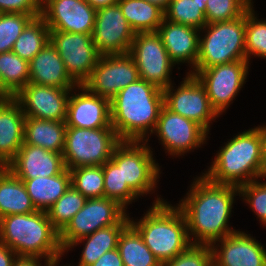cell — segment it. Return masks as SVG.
Wrapping results in <instances>:
<instances>
[{"label":"cell","instance_id":"1","mask_svg":"<svg viewBox=\"0 0 266 266\" xmlns=\"http://www.w3.org/2000/svg\"><path fill=\"white\" fill-rule=\"evenodd\" d=\"M191 181L188 192L176 203L185 217L191 244L212 246L239 230L230 225L232 209L240 199L238 187L212 183L201 173Z\"/></svg>","mask_w":266,"mask_h":266},{"label":"cell","instance_id":"2","mask_svg":"<svg viewBox=\"0 0 266 266\" xmlns=\"http://www.w3.org/2000/svg\"><path fill=\"white\" fill-rule=\"evenodd\" d=\"M163 106V90L139 78L110 101L111 126L121 141L150 142Z\"/></svg>","mask_w":266,"mask_h":266},{"label":"cell","instance_id":"3","mask_svg":"<svg viewBox=\"0 0 266 266\" xmlns=\"http://www.w3.org/2000/svg\"><path fill=\"white\" fill-rule=\"evenodd\" d=\"M0 242L19 257L46 259L53 265L60 264L64 255L59 232L42 210L0 218Z\"/></svg>","mask_w":266,"mask_h":266},{"label":"cell","instance_id":"4","mask_svg":"<svg viewBox=\"0 0 266 266\" xmlns=\"http://www.w3.org/2000/svg\"><path fill=\"white\" fill-rule=\"evenodd\" d=\"M232 136L201 174L212 183L240 187L261 178V135L254 126Z\"/></svg>","mask_w":266,"mask_h":266},{"label":"cell","instance_id":"5","mask_svg":"<svg viewBox=\"0 0 266 266\" xmlns=\"http://www.w3.org/2000/svg\"><path fill=\"white\" fill-rule=\"evenodd\" d=\"M140 219L130 216L129 223L163 264L185 251L190 245L188 228L182 211L169 201L150 204Z\"/></svg>","mask_w":266,"mask_h":266},{"label":"cell","instance_id":"6","mask_svg":"<svg viewBox=\"0 0 266 266\" xmlns=\"http://www.w3.org/2000/svg\"><path fill=\"white\" fill-rule=\"evenodd\" d=\"M153 150L154 148L146 141H121L114 148L111 160L117 166H122L123 182H126L141 199L153 194L156 197L153 196L154 200L151 203L158 204L166 199L159 196L156 190L163 170Z\"/></svg>","mask_w":266,"mask_h":266},{"label":"cell","instance_id":"7","mask_svg":"<svg viewBox=\"0 0 266 266\" xmlns=\"http://www.w3.org/2000/svg\"><path fill=\"white\" fill-rule=\"evenodd\" d=\"M247 60L245 51V14L230 21L206 24L199 34L196 67L189 73L224 63Z\"/></svg>","mask_w":266,"mask_h":266},{"label":"cell","instance_id":"8","mask_svg":"<svg viewBox=\"0 0 266 266\" xmlns=\"http://www.w3.org/2000/svg\"><path fill=\"white\" fill-rule=\"evenodd\" d=\"M121 142L113 127L96 129L67 127L62 153L66 169L99 166L112 158Z\"/></svg>","mask_w":266,"mask_h":266},{"label":"cell","instance_id":"9","mask_svg":"<svg viewBox=\"0 0 266 266\" xmlns=\"http://www.w3.org/2000/svg\"><path fill=\"white\" fill-rule=\"evenodd\" d=\"M175 82L163 90L164 105L172 112L199 124L211 135V125L220 116L212 108L207 92L198 78L185 73L178 87Z\"/></svg>","mask_w":266,"mask_h":266},{"label":"cell","instance_id":"10","mask_svg":"<svg viewBox=\"0 0 266 266\" xmlns=\"http://www.w3.org/2000/svg\"><path fill=\"white\" fill-rule=\"evenodd\" d=\"M208 135L199 124L172 112L164 105L150 137L158 138L166 156L169 155L174 159L181 156L184 158L183 156L187 153L190 154L202 148L209 140Z\"/></svg>","mask_w":266,"mask_h":266},{"label":"cell","instance_id":"11","mask_svg":"<svg viewBox=\"0 0 266 266\" xmlns=\"http://www.w3.org/2000/svg\"><path fill=\"white\" fill-rule=\"evenodd\" d=\"M249 68L247 60H238L202 69L195 75L205 87L210 104L220 117L224 112L226 114L245 86Z\"/></svg>","mask_w":266,"mask_h":266},{"label":"cell","instance_id":"12","mask_svg":"<svg viewBox=\"0 0 266 266\" xmlns=\"http://www.w3.org/2000/svg\"><path fill=\"white\" fill-rule=\"evenodd\" d=\"M128 213L129 210H126L116 200L105 197L87 199L85 205L59 233L63 251L73 242L98 229L118 224Z\"/></svg>","mask_w":266,"mask_h":266},{"label":"cell","instance_id":"13","mask_svg":"<svg viewBox=\"0 0 266 266\" xmlns=\"http://www.w3.org/2000/svg\"><path fill=\"white\" fill-rule=\"evenodd\" d=\"M129 54L138 69L139 78L164 90L172 84L176 65L170 60L157 32L136 33Z\"/></svg>","mask_w":266,"mask_h":266},{"label":"cell","instance_id":"14","mask_svg":"<svg viewBox=\"0 0 266 266\" xmlns=\"http://www.w3.org/2000/svg\"><path fill=\"white\" fill-rule=\"evenodd\" d=\"M138 79L137 66L129 53L103 55L82 85L89 92L111 101L118 92Z\"/></svg>","mask_w":266,"mask_h":266},{"label":"cell","instance_id":"15","mask_svg":"<svg viewBox=\"0 0 266 266\" xmlns=\"http://www.w3.org/2000/svg\"><path fill=\"white\" fill-rule=\"evenodd\" d=\"M50 42L55 46L69 75L82 85L101 56L92 34L50 31Z\"/></svg>","mask_w":266,"mask_h":266},{"label":"cell","instance_id":"16","mask_svg":"<svg viewBox=\"0 0 266 266\" xmlns=\"http://www.w3.org/2000/svg\"><path fill=\"white\" fill-rule=\"evenodd\" d=\"M134 36L118 4L96 10L92 39L101 56L129 53Z\"/></svg>","mask_w":266,"mask_h":266},{"label":"cell","instance_id":"17","mask_svg":"<svg viewBox=\"0 0 266 266\" xmlns=\"http://www.w3.org/2000/svg\"><path fill=\"white\" fill-rule=\"evenodd\" d=\"M40 16L50 31L92 34L96 9L86 0H42Z\"/></svg>","mask_w":266,"mask_h":266},{"label":"cell","instance_id":"18","mask_svg":"<svg viewBox=\"0 0 266 266\" xmlns=\"http://www.w3.org/2000/svg\"><path fill=\"white\" fill-rule=\"evenodd\" d=\"M72 89L29 83L14 99L20 104L26 117L66 121L67 104Z\"/></svg>","mask_w":266,"mask_h":266},{"label":"cell","instance_id":"19","mask_svg":"<svg viewBox=\"0 0 266 266\" xmlns=\"http://www.w3.org/2000/svg\"><path fill=\"white\" fill-rule=\"evenodd\" d=\"M211 248L217 266H266V247L242 229L215 242Z\"/></svg>","mask_w":266,"mask_h":266},{"label":"cell","instance_id":"20","mask_svg":"<svg viewBox=\"0 0 266 266\" xmlns=\"http://www.w3.org/2000/svg\"><path fill=\"white\" fill-rule=\"evenodd\" d=\"M65 122L67 127L76 128L112 127L110 100L78 85L70 92Z\"/></svg>","mask_w":266,"mask_h":266},{"label":"cell","instance_id":"21","mask_svg":"<svg viewBox=\"0 0 266 266\" xmlns=\"http://www.w3.org/2000/svg\"><path fill=\"white\" fill-rule=\"evenodd\" d=\"M157 33L162 38L170 60L177 65L176 69L179 70V65L185 64L190 67L185 73H190L198 60L200 30L164 18Z\"/></svg>","mask_w":266,"mask_h":266},{"label":"cell","instance_id":"22","mask_svg":"<svg viewBox=\"0 0 266 266\" xmlns=\"http://www.w3.org/2000/svg\"><path fill=\"white\" fill-rule=\"evenodd\" d=\"M6 167L21 180H28L58 175L65 169V164L62 153L23 143Z\"/></svg>","mask_w":266,"mask_h":266},{"label":"cell","instance_id":"23","mask_svg":"<svg viewBox=\"0 0 266 266\" xmlns=\"http://www.w3.org/2000/svg\"><path fill=\"white\" fill-rule=\"evenodd\" d=\"M25 114L14 99L0 100V166L6 167L24 143Z\"/></svg>","mask_w":266,"mask_h":266},{"label":"cell","instance_id":"24","mask_svg":"<svg viewBox=\"0 0 266 266\" xmlns=\"http://www.w3.org/2000/svg\"><path fill=\"white\" fill-rule=\"evenodd\" d=\"M29 80L50 87L75 88L79 84L69 75L55 46H46L29 62Z\"/></svg>","mask_w":266,"mask_h":266},{"label":"cell","instance_id":"25","mask_svg":"<svg viewBox=\"0 0 266 266\" xmlns=\"http://www.w3.org/2000/svg\"><path fill=\"white\" fill-rule=\"evenodd\" d=\"M128 224L129 213L118 224L98 229L94 233L73 242L64 251V257L67 256L69 251H73L75 247L79 245L81 247L82 245L83 248L81 247V254L76 266H90L94 264L105 252L117 248L119 236ZM65 265L74 266L71 263H66Z\"/></svg>","mask_w":266,"mask_h":266},{"label":"cell","instance_id":"26","mask_svg":"<svg viewBox=\"0 0 266 266\" xmlns=\"http://www.w3.org/2000/svg\"><path fill=\"white\" fill-rule=\"evenodd\" d=\"M66 128L65 121L26 117L24 122V143L56 153H63Z\"/></svg>","mask_w":266,"mask_h":266},{"label":"cell","instance_id":"27","mask_svg":"<svg viewBox=\"0 0 266 266\" xmlns=\"http://www.w3.org/2000/svg\"><path fill=\"white\" fill-rule=\"evenodd\" d=\"M37 211L23 181L7 167L0 168V218Z\"/></svg>","mask_w":266,"mask_h":266},{"label":"cell","instance_id":"28","mask_svg":"<svg viewBox=\"0 0 266 266\" xmlns=\"http://www.w3.org/2000/svg\"><path fill=\"white\" fill-rule=\"evenodd\" d=\"M37 210L47 211L71 186L69 169L51 177L22 180Z\"/></svg>","mask_w":266,"mask_h":266},{"label":"cell","instance_id":"29","mask_svg":"<svg viewBox=\"0 0 266 266\" xmlns=\"http://www.w3.org/2000/svg\"><path fill=\"white\" fill-rule=\"evenodd\" d=\"M121 12L136 33L157 32L164 19V10L146 0H118Z\"/></svg>","mask_w":266,"mask_h":266},{"label":"cell","instance_id":"30","mask_svg":"<svg viewBox=\"0 0 266 266\" xmlns=\"http://www.w3.org/2000/svg\"><path fill=\"white\" fill-rule=\"evenodd\" d=\"M117 248L124 266H161L130 223L121 232Z\"/></svg>","mask_w":266,"mask_h":266},{"label":"cell","instance_id":"31","mask_svg":"<svg viewBox=\"0 0 266 266\" xmlns=\"http://www.w3.org/2000/svg\"><path fill=\"white\" fill-rule=\"evenodd\" d=\"M50 42V29L41 16L33 18L16 39L12 51L30 62Z\"/></svg>","mask_w":266,"mask_h":266},{"label":"cell","instance_id":"32","mask_svg":"<svg viewBox=\"0 0 266 266\" xmlns=\"http://www.w3.org/2000/svg\"><path fill=\"white\" fill-rule=\"evenodd\" d=\"M0 75L3 86L15 96L30 83L29 62L13 51L0 53Z\"/></svg>","mask_w":266,"mask_h":266},{"label":"cell","instance_id":"33","mask_svg":"<svg viewBox=\"0 0 266 266\" xmlns=\"http://www.w3.org/2000/svg\"><path fill=\"white\" fill-rule=\"evenodd\" d=\"M205 10V2L170 0L164 10V18L173 23L191 26L201 30L207 24Z\"/></svg>","mask_w":266,"mask_h":266},{"label":"cell","instance_id":"34","mask_svg":"<svg viewBox=\"0 0 266 266\" xmlns=\"http://www.w3.org/2000/svg\"><path fill=\"white\" fill-rule=\"evenodd\" d=\"M104 173V197L116 200L126 210L128 206L135 204L139 196L123 182L122 166H117L111 159L103 165Z\"/></svg>","mask_w":266,"mask_h":266},{"label":"cell","instance_id":"35","mask_svg":"<svg viewBox=\"0 0 266 266\" xmlns=\"http://www.w3.org/2000/svg\"><path fill=\"white\" fill-rule=\"evenodd\" d=\"M255 6L245 13V51L251 65V58L266 60V19L258 18Z\"/></svg>","mask_w":266,"mask_h":266},{"label":"cell","instance_id":"36","mask_svg":"<svg viewBox=\"0 0 266 266\" xmlns=\"http://www.w3.org/2000/svg\"><path fill=\"white\" fill-rule=\"evenodd\" d=\"M86 201L87 198L82 193L70 186L46 211L53 227L60 233Z\"/></svg>","mask_w":266,"mask_h":266},{"label":"cell","instance_id":"37","mask_svg":"<svg viewBox=\"0 0 266 266\" xmlns=\"http://www.w3.org/2000/svg\"><path fill=\"white\" fill-rule=\"evenodd\" d=\"M71 186L87 199L104 197V173L102 165L81 166L70 169Z\"/></svg>","mask_w":266,"mask_h":266},{"label":"cell","instance_id":"38","mask_svg":"<svg viewBox=\"0 0 266 266\" xmlns=\"http://www.w3.org/2000/svg\"><path fill=\"white\" fill-rule=\"evenodd\" d=\"M41 14L0 13V53L12 51L27 24Z\"/></svg>","mask_w":266,"mask_h":266},{"label":"cell","instance_id":"39","mask_svg":"<svg viewBox=\"0 0 266 266\" xmlns=\"http://www.w3.org/2000/svg\"><path fill=\"white\" fill-rule=\"evenodd\" d=\"M254 2L253 0H207L205 10L207 24L237 19L254 6Z\"/></svg>","mask_w":266,"mask_h":266},{"label":"cell","instance_id":"40","mask_svg":"<svg viewBox=\"0 0 266 266\" xmlns=\"http://www.w3.org/2000/svg\"><path fill=\"white\" fill-rule=\"evenodd\" d=\"M239 189V198L242 203L256 214V220L266 228V178L252 180L243 184Z\"/></svg>","mask_w":266,"mask_h":266},{"label":"cell","instance_id":"41","mask_svg":"<svg viewBox=\"0 0 266 266\" xmlns=\"http://www.w3.org/2000/svg\"><path fill=\"white\" fill-rule=\"evenodd\" d=\"M213 263L211 246L191 244L185 251L161 266H210Z\"/></svg>","mask_w":266,"mask_h":266},{"label":"cell","instance_id":"42","mask_svg":"<svg viewBox=\"0 0 266 266\" xmlns=\"http://www.w3.org/2000/svg\"><path fill=\"white\" fill-rule=\"evenodd\" d=\"M42 0H0V13L41 14Z\"/></svg>","mask_w":266,"mask_h":266},{"label":"cell","instance_id":"43","mask_svg":"<svg viewBox=\"0 0 266 266\" xmlns=\"http://www.w3.org/2000/svg\"><path fill=\"white\" fill-rule=\"evenodd\" d=\"M90 266H124L118 248L105 252L94 264Z\"/></svg>","mask_w":266,"mask_h":266},{"label":"cell","instance_id":"44","mask_svg":"<svg viewBox=\"0 0 266 266\" xmlns=\"http://www.w3.org/2000/svg\"><path fill=\"white\" fill-rule=\"evenodd\" d=\"M17 257L12 249L0 242V266H13Z\"/></svg>","mask_w":266,"mask_h":266},{"label":"cell","instance_id":"45","mask_svg":"<svg viewBox=\"0 0 266 266\" xmlns=\"http://www.w3.org/2000/svg\"><path fill=\"white\" fill-rule=\"evenodd\" d=\"M256 127L261 135V178H266V123Z\"/></svg>","mask_w":266,"mask_h":266},{"label":"cell","instance_id":"46","mask_svg":"<svg viewBox=\"0 0 266 266\" xmlns=\"http://www.w3.org/2000/svg\"><path fill=\"white\" fill-rule=\"evenodd\" d=\"M43 259L37 257H17L13 266H52L53 264L44 259V264L42 263Z\"/></svg>","mask_w":266,"mask_h":266},{"label":"cell","instance_id":"47","mask_svg":"<svg viewBox=\"0 0 266 266\" xmlns=\"http://www.w3.org/2000/svg\"><path fill=\"white\" fill-rule=\"evenodd\" d=\"M94 9L117 4L118 0H86Z\"/></svg>","mask_w":266,"mask_h":266},{"label":"cell","instance_id":"48","mask_svg":"<svg viewBox=\"0 0 266 266\" xmlns=\"http://www.w3.org/2000/svg\"><path fill=\"white\" fill-rule=\"evenodd\" d=\"M14 98V96L3 86V82L0 75V100H8Z\"/></svg>","mask_w":266,"mask_h":266},{"label":"cell","instance_id":"49","mask_svg":"<svg viewBox=\"0 0 266 266\" xmlns=\"http://www.w3.org/2000/svg\"><path fill=\"white\" fill-rule=\"evenodd\" d=\"M146 1L158 5L163 10L166 9L168 3L170 2V0H146Z\"/></svg>","mask_w":266,"mask_h":266},{"label":"cell","instance_id":"50","mask_svg":"<svg viewBox=\"0 0 266 266\" xmlns=\"http://www.w3.org/2000/svg\"><path fill=\"white\" fill-rule=\"evenodd\" d=\"M197 2H205V4L207 3V0H195Z\"/></svg>","mask_w":266,"mask_h":266}]
</instances>
